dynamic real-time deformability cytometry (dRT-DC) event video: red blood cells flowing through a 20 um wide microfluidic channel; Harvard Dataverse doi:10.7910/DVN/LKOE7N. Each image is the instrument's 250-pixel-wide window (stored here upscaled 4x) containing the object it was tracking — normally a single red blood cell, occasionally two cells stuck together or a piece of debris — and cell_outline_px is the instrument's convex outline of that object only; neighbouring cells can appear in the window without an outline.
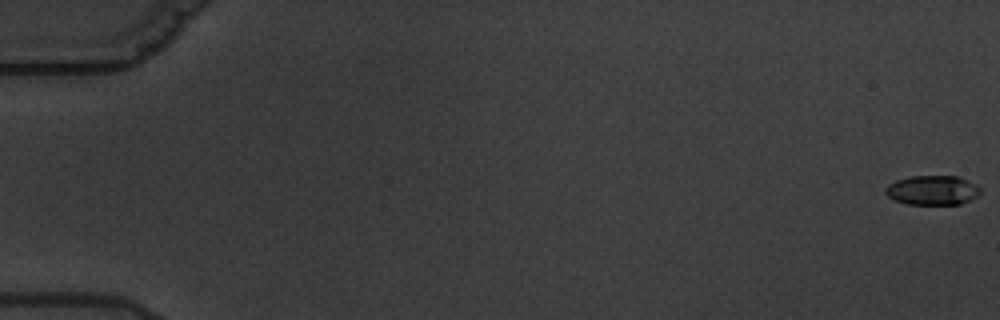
{"species": "common noctule bat (a hibernating species)", "species_latin": "Nyctalus noctula", "temperature_condition": "warm", "stored_images_in_passage": 6, "camera_frame_rate_fps": 3000, "um_per_image_px": 0.085, "animal": {"sex": "male", "body_mass_g": 19.5, "forearm_length_mm": 54.6}, "frame": {"image": 1, "passage_image": 1, "time_ms": 0.0, "image_size_px": [1000, 320], "cell_outline_px": [[980, 192], [976, 196], [960, 204], [908, 204], [896, 200], [888, 196], [884, 192], [884, 188], [888, 184], [896, 180], [912, 176], [956, 176], [980, 188]], "centroid_in_image_um": [79.19, 16.17], "position_along_channel_um": 5.8, "area_um2": 15.95}}
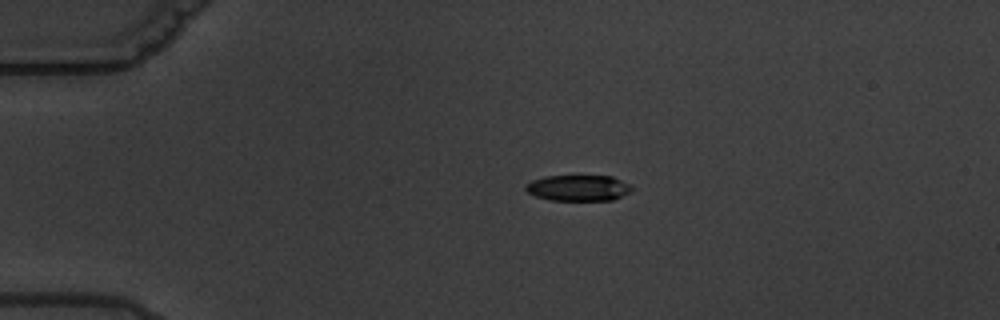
{"frame": {"image": 2, "passage_image": 5, "time_ms": 4.667, "image_size_px": [1000, 320], "cell_outline_px": [[632, 188], [628, 192], [612, 200], [548, 200], [536, 196], [528, 192], [524, 188], [524, 184], [532, 180], [544, 176], [612, 176], [628, 184]], "centroid_in_image_um": [49.08, 15.97], "position_along_channel_um": 35.9, "area_um2": 15.9}}